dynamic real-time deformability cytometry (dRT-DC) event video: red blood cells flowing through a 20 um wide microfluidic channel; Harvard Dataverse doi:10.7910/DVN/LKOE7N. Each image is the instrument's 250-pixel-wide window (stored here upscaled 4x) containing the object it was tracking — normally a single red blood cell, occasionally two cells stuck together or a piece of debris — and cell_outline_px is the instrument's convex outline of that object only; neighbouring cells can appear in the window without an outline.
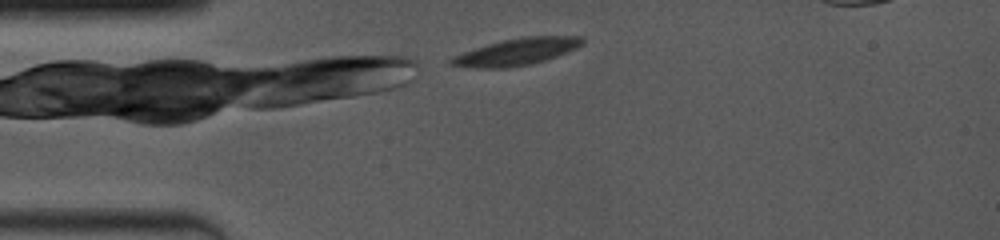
{"species": "common noctule bat (a hibernating species)", "species_latin": "Nyctalus noctula", "temperature_condition": "room temperature", "stored_images_in_passage": 5, "camera_frame_rate_fps": 4000, "um_per_image_px": 0.085, "animal": {"sex": "female", "body_mass_g": 19.0, "forearm_length_mm": 53.3}, "frame": {"image": 1, "passage_image": 1, "time_ms": 0.0, "image_size_px": [1000, 240], "cell_outline_px": [[584, 44], [576, 48], [556, 56], [544, 60], [528, 64], [508, 68], [472, 68], [448, 64], [448, 60], [452, 56], [500, 40], [524, 36], [584, 36]], "centroid_in_image_um": [43.9, 4.4], "position_along_channel_um": 41.1, "area_um2": 20.52}}
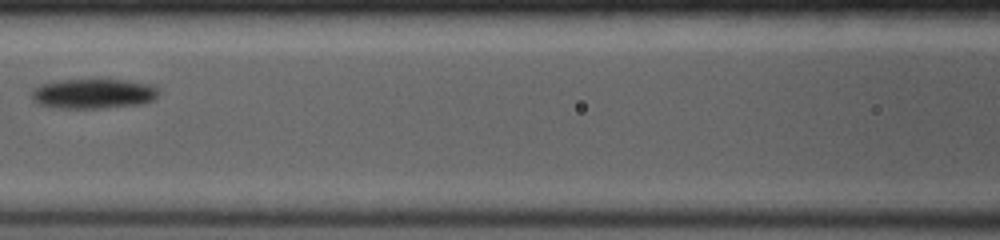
{"frame": {"image": 2, "passage_image": 4, "time_ms": 3.75, "image_size_px": [1000, 240], "cell_outline_px": [[160, 92], [152, 100], [140, 104], [100, 108], [60, 108], [40, 104], [32, 100], [32, 92], [40, 84], [64, 80], [124, 80], [152, 84]], "centroid_in_image_um": [7.95, 7.96], "position_along_channel_um": 158.6, "area_um2": 21.79}}
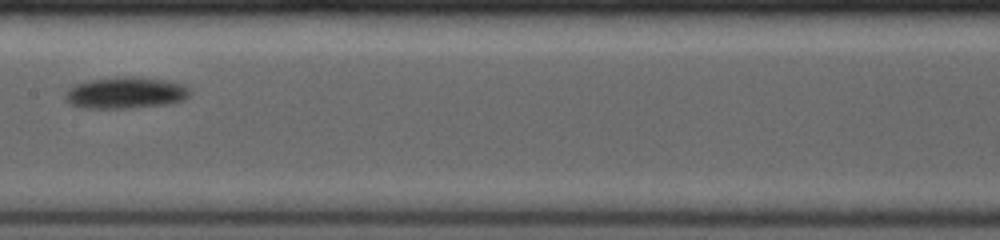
{"frame": {"image": 3, "passage_image": 5, "time_ms": 4.75, "image_size_px": [1000, 240], "cell_outline_px": [[192, 92], [184, 100], [168, 104], [128, 108], [80, 108], [68, 104], [64, 96], [68, 88], [76, 84], [88, 80], [116, 76], [128, 76], [168, 80], [180, 84], [188, 88]], "centroid_in_image_um": [10.64, 7.89], "position_along_channel_um": 196.8, "area_um2": 23.18}}